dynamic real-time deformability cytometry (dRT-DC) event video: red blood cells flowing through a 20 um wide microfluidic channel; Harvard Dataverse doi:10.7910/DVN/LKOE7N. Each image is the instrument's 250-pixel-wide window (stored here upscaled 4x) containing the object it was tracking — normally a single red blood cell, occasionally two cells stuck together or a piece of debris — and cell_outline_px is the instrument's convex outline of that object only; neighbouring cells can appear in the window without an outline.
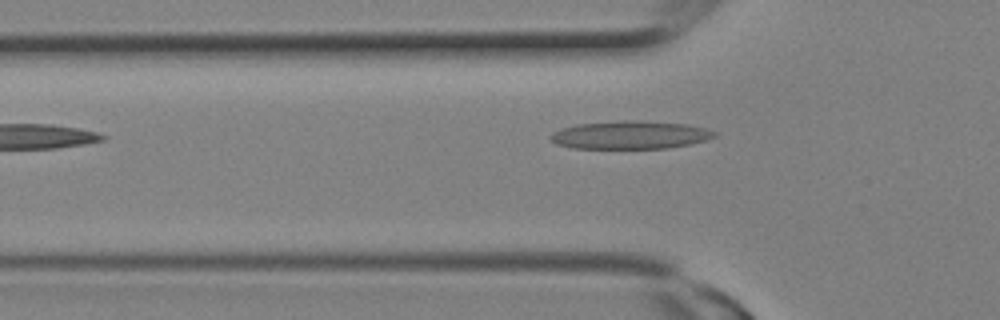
{"species": "Egyptian fruit bat (a non-hibernating species)", "species_latin": "Rousettus aegyptiacus", "temperature_condition": "room temperature", "stored_images_in_passage": 5, "camera_frame_rate_fps": 3000, "um_per_image_px": 0.085, "animal": {"sex": "female"}, "frame": {"image": 1, "passage_image": 5, "time_ms": 1.333, "image_size_px": [1000, 320], "cell_outline_px": [[716, 136], [692, 144], [668, 148], [572, 148], [556, 144], [552, 140], [552, 132], [560, 128], [576, 124], [620, 120], [644, 120], [688, 124], [704, 128], [716, 132]], "centroid_in_image_um": [53.57, 11.46], "position_along_channel_um": 72.2, "area_um2": 26.93}}